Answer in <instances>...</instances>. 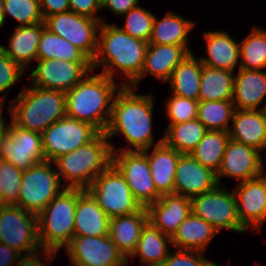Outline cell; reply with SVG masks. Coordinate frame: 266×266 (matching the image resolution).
<instances>
[{
	"mask_svg": "<svg viewBox=\"0 0 266 266\" xmlns=\"http://www.w3.org/2000/svg\"><path fill=\"white\" fill-rule=\"evenodd\" d=\"M106 0H97V2L102 5Z\"/></svg>",
	"mask_w": 266,
	"mask_h": 266,
	"instance_id": "obj_53",
	"label": "cell"
},
{
	"mask_svg": "<svg viewBox=\"0 0 266 266\" xmlns=\"http://www.w3.org/2000/svg\"><path fill=\"white\" fill-rule=\"evenodd\" d=\"M238 69H266V29L254 27L240 43Z\"/></svg>",
	"mask_w": 266,
	"mask_h": 266,
	"instance_id": "obj_37",
	"label": "cell"
},
{
	"mask_svg": "<svg viewBox=\"0 0 266 266\" xmlns=\"http://www.w3.org/2000/svg\"><path fill=\"white\" fill-rule=\"evenodd\" d=\"M190 49L189 46L148 44L142 72L130 86L137 89L147 74L166 83L174 69L192 52Z\"/></svg>",
	"mask_w": 266,
	"mask_h": 266,
	"instance_id": "obj_21",
	"label": "cell"
},
{
	"mask_svg": "<svg viewBox=\"0 0 266 266\" xmlns=\"http://www.w3.org/2000/svg\"><path fill=\"white\" fill-rule=\"evenodd\" d=\"M70 11L93 18L95 20H99L104 23V19L101 16L96 15L99 10L102 11L101 5L97 2V0H68Z\"/></svg>",
	"mask_w": 266,
	"mask_h": 266,
	"instance_id": "obj_45",
	"label": "cell"
},
{
	"mask_svg": "<svg viewBox=\"0 0 266 266\" xmlns=\"http://www.w3.org/2000/svg\"><path fill=\"white\" fill-rule=\"evenodd\" d=\"M4 25V0H0V29Z\"/></svg>",
	"mask_w": 266,
	"mask_h": 266,
	"instance_id": "obj_51",
	"label": "cell"
},
{
	"mask_svg": "<svg viewBox=\"0 0 266 266\" xmlns=\"http://www.w3.org/2000/svg\"><path fill=\"white\" fill-rule=\"evenodd\" d=\"M151 94H137L136 88L122 86L115 95L111 117L105 135L108 139L119 134L127 141L125 147H114L112 151H143L163 142L162 138L154 143L153 108ZM133 148V149H132Z\"/></svg>",
	"mask_w": 266,
	"mask_h": 266,
	"instance_id": "obj_1",
	"label": "cell"
},
{
	"mask_svg": "<svg viewBox=\"0 0 266 266\" xmlns=\"http://www.w3.org/2000/svg\"><path fill=\"white\" fill-rule=\"evenodd\" d=\"M235 110L232 100L199 101L197 119L207 130L229 132Z\"/></svg>",
	"mask_w": 266,
	"mask_h": 266,
	"instance_id": "obj_38",
	"label": "cell"
},
{
	"mask_svg": "<svg viewBox=\"0 0 266 266\" xmlns=\"http://www.w3.org/2000/svg\"><path fill=\"white\" fill-rule=\"evenodd\" d=\"M208 130L196 118L167 126L163 142L181 154H190Z\"/></svg>",
	"mask_w": 266,
	"mask_h": 266,
	"instance_id": "obj_34",
	"label": "cell"
},
{
	"mask_svg": "<svg viewBox=\"0 0 266 266\" xmlns=\"http://www.w3.org/2000/svg\"><path fill=\"white\" fill-rule=\"evenodd\" d=\"M196 24L168 11L162 19L155 15L149 44L189 46L188 34Z\"/></svg>",
	"mask_w": 266,
	"mask_h": 266,
	"instance_id": "obj_30",
	"label": "cell"
},
{
	"mask_svg": "<svg viewBox=\"0 0 266 266\" xmlns=\"http://www.w3.org/2000/svg\"><path fill=\"white\" fill-rule=\"evenodd\" d=\"M160 266H221L216 262L204 258V252L181 250L168 254Z\"/></svg>",
	"mask_w": 266,
	"mask_h": 266,
	"instance_id": "obj_43",
	"label": "cell"
},
{
	"mask_svg": "<svg viewBox=\"0 0 266 266\" xmlns=\"http://www.w3.org/2000/svg\"><path fill=\"white\" fill-rule=\"evenodd\" d=\"M8 15L20 23L18 26H31L44 22L40 11V0H4V24Z\"/></svg>",
	"mask_w": 266,
	"mask_h": 266,
	"instance_id": "obj_39",
	"label": "cell"
},
{
	"mask_svg": "<svg viewBox=\"0 0 266 266\" xmlns=\"http://www.w3.org/2000/svg\"><path fill=\"white\" fill-rule=\"evenodd\" d=\"M143 150L147 156L152 179L157 191L163 194H174L176 167L181 153L168 147L164 142Z\"/></svg>",
	"mask_w": 266,
	"mask_h": 266,
	"instance_id": "obj_27",
	"label": "cell"
},
{
	"mask_svg": "<svg viewBox=\"0 0 266 266\" xmlns=\"http://www.w3.org/2000/svg\"><path fill=\"white\" fill-rule=\"evenodd\" d=\"M234 72L202 66L198 101L232 100Z\"/></svg>",
	"mask_w": 266,
	"mask_h": 266,
	"instance_id": "obj_33",
	"label": "cell"
},
{
	"mask_svg": "<svg viewBox=\"0 0 266 266\" xmlns=\"http://www.w3.org/2000/svg\"><path fill=\"white\" fill-rule=\"evenodd\" d=\"M123 85L102 73L88 74L65 93L66 116L105 133L115 95Z\"/></svg>",
	"mask_w": 266,
	"mask_h": 266,
	"instance_id": "obj_3",
	"label": "cell"
},
{
	"mask_svg": "<svg viewBox=\"0 0 266 266\" xmlns=\"http://www.w3.org/2000/svg\"><path fill=\"white\" fill-rule=\"evenodd\" d=\"M109 222L110 218L93 196L84 190L77 198L74 236H107Z\"/></svg>",
	"mask_w": 266,
	"mask_h": 266,
	"instance_id": "obj_26",
	"label": "cell"
},
{
	"mask_svg": "<svg viewBox=\"0 0 266 266\" xmlns=\"http://www.w3.org/2000/svg\"><path fill=\"white\" fill-rule=\"evenodd\" d=\"M147 222L146 207L129 215L110 218L109 237L126 259L136 250L142 229Z\"/></svg>",
	"mask_w": 266,
	"mask_h": 266,
	"instance_id": "obj_24",
	"label": "cell"
},
{
	"mask_svg": "<svg viewBox=\"0 0 266 266\" xmlns=\"http://www.w3.org/2000/svg\"><path fill=\"white\" fill-rule=\"evenodd\" d=\"M239 221L248 230L261 232L266 221V172L261 176L238 182L233 190Z\"/></svg>",
	"mask_w": 266,
	"mask_h": 266,
	"instance_id": "obj_18",
	"label": "cell"
},
{
	"mask_svg": "<svg viewBox=\"0 0 266 266\" xmlns=\"http://www.w3.org/2000/svg\"><path fill=\"white\" fill-rule=\"evenodd\" d=\"M83 189L65 188L38 216V239L42 249L59 252L74 237L78 196Z\"/></svg>",
	"mask_w": 266,
	"mask_h": 266,
	"instance_id": "obj_6",
	"label": "cell"
},
{
	"mask_svg": "<svg viewBox=\"0 0 266 266\" xmlns=\"http://www.w3.org/2000/svg\"><path fill=\"white\" fill-rule=\"evenodd\" d=\"M57 254V252H54L52 250L41 248L36 252L23 254V257L21 255L19 260L17 261V265L15 266H45L46 264H44L41 260L42 257L49 263V261H52L55 257H57Z\"/></svg>",
	"mask_w": 266,
	"mask_h": 266,
	"instance_id": "obj_46",
	"label": "cell"
},
{
	"mask_svg": "<svg viewBox=\"0 0 266 266\" xmlns=\"http://www.w3.org/2000/svg\"><path fill=\"white\" fill-rule=\"evenodd\" d=\"M8 108L16 125L41 134L66 116L65 93L24 85Z\"/></svg>",
	"mask_w": 266,
	"mask_h": 266,
	"instance_id": "obj_5",
	"label": "cell"
},
{
	"mask_svg": "<svg viewBox=\"0 0 266 266\" xmlns=\"http://www.w3.org/2000/svg\"><path fill=\"white\" fill-rule=\"evenodd\" d=\"M22 174L23 170L0 158V187L5 205H16L18 203Z\"/></svg>",
	"mask_w": 266,
	"mask_h": 266,
	"instance_id": "obj_41",
	"label": "cell"
},
{
	"mask_svg": "<svg viewBox=\"0 0 266 266\" xmlns=\"http://www.w3.org/2000/svg\"><path fill=\"white\" fill-rule=\"evenodd\" d=\"M266 71L238 69L232 101L235 109L266 110ZM262 105V106H261Z\"/></svg>",
	"mask_w": 266,
	"mask_h": 266,
	"instance_id": "obj_22",
	"label": "cell"
},
{
	"mask_svg": "<svg viewBox=\"0 0 266 266\" xmlns=\"http://www.w3.org/2000/svg\"><path fill=\"white\" fill-rule=\"evenodd\" d=\"M0 243L22 255L41 249L38 239V216L17 205L0 207Z\"/></svg>",
	"mask_w": 266,
	"mask_h": 266,
	"instance_id": "obj_11",
	"label": "cell"
},
{
	"mask_svg": "<svg viewBox=\"0 0 266 266\" xmlns=\"http://www.w3.org/2000/svg\"><path fill=\"white\" fill-rule=\"evenodd\" d=\"M40 11L43 19L59 13L70 11L68 0H40Z\"/></svg>",
	"mask_w": 266,
	"mask_h": 266,
	"instance_id": "obj_47",
	"label": "cell"
},
{
	"mask_svg": "<svg viewBox=\"0 0 266 266\" xmlns=\"http://www.w3.org/2000/svg\"><path fill=\"white\" fill-rule=\"evenodd\" d=\"M172 248L171 237L163 234L149 221L143 227L136 250L130 257L139 256L142 265L160 266Z\"/></svg>",
	"mask_w": 266,
	"mask_h": 266,
	"instance_id": "obj_31",
	"label": "cell"
},
{
	"mask_svg": "<svg viewBox=\"0 0 266 266\" xmlns=\"http://www.w3.org/2000/svg\"><path fill=\"white\" fill-rule=\"evenodd\" d=\"M206 40L207 56L199 59L203 65L234 72L240 63V42L238 43L228 32L209 31L203 33Z\"/></svg>",
	"mask_w": 266,
	"mask_h": 266,
	"instance_id": "obj_25",
	"label": "cell"
},
{
	"mask_svg": "<svg viewBox=\"0 0 266 266\" xmlns=\"http://www.w3.org/2000/svg\"><path fill=\"white\" fill-rule=\"evenodd\" d=\"M229 137L262 152L266 149V111L236 109Z\"/></svg>",
	"mask_w": 266,
	"mask_h": 266,
	"instance_id": "obj_23",
	"label": "cell"
},
{
	"mask_svg": "<svg viewBox=\"0 0 266 266\" xmlns=\"http://www.w3.org/2000/svg\"><path fill=\"white\" fill-rule=\"evenodd\" d=\"M86 190L109 218L129 215L142 208L113 164L98 175Z\"/></svg>",
	"mask_w": 266,
	"mask_h": 266,
	"instance_id": "obj_8",
	"label": "cell"
},
{
	"mask_svg": "<svg viewBox=\"0 0 266 266\" xmlns=\"http://www.w3.org/2000/svg\"><path fill=\"white\" fill-rule=\"evenodd\" d=\"M140 0H106L101 9H109L114 15H124L132 8L139 5Z\"/></svg>",
	"mask_w": 266,
	"mask_h": 266,
	"instance_id": "obj_48",
	"label": "cell"
},
{
	"mask_svg": "<svg viewBox=\"0 0 266 266\" xmlns=\"http://www.w3.org/2000/svg\"><path fill=\"white\" fill-rule=\"evenodd\" d=\"M202 62L191 52L174 69L168 82L173 94L182 98L198 100Z\"/></svg>",
	"mask_w": 266,
	"mask_h": 266,
	"instance_id": "obj_32",
	"label": "cell"
},
{
	"mask_svg": "<svg viewBox=\"0 0 266 266\" xmlns=\"http://www.w3.org/2000/svg\"><path fill=\"white\" fill-rule=\"evenodd\" d=\"M191 212L209 223L218 232L221 229L245 232L239 221L236 198L233 191L222 185L191 198Z\"/></svg>",
	"mask_w": 266,
	"mask_h": 266,
	"instance_id": "obj_9",
	"label": "cell"
},
{
	"mask_svg": "<svg viewBox=\"0 0 266 266\" xmlns=\"http://www.w3.org/2000/svg\"><path fill=\"white\" fill-rule=\"evenodd\" d=\"M5 204L3 203V198H2V189L0 187V207L4 206Z\"/></svg>",
	"mask_w": 266,
	"mask_h": 266,
	"instance_id": "obj_52",
	"label": "cell"
},
{
	"mask_svg": "<svg viewBox=\"0 0 266 266\" xmlns=\"http://www.w3.org/2000/svg\"><path fill=\"white\" fill-rule=\"evenodd\" d=\"M54 168V169H53ZM50 161L23 171L17 206L38 215L65 187Z\"/></svg>",
	"mask_w": 266,
	"mask_h": 266,
	"instance_id": "obj_7",
	"label": "cell"
},
{
	"mask_svg": "<svg viewBox=\"0 0 266 266\" xmlns=\"http://www.w3.org/2000/svg\"><path fill=\"white\" fill-rule=\"evenodd\" d=\"M165 111L170 121L169 125L191 121L198 115V100L182 98L172 94L166 102Z\"/></svg>",
	"mask_w": 266,
	"mask_h": 266,
	"instance_id": "obj_42",
	"label": "cell"
},
{
	"mask_svg": "<svg viewBox=\"0 0 266 266\" xmlns=\"http://www.w3.org/2000/svg\"><path fill=\"white\" fill-rule=\"evenodd\" d=\"M26 71L0 47V94L8 92Z\"/></svg>",
	"mask_w": 266,
	"mask_h": 266,
	"instance_id": "obj_44",
	"label": "cell"
},
{
	"mask_svg": "<svg viewBox=\"0 0 266 266\" xmlns=\"http://www.w3.org/2000/svg\"><path fill=\"white\" fill-rule=\"evenodd\" d=\"M218 185L216 173L191 154H181L176 167L174 194L192 198Z\"/></svg>",
	"mask_w": 266,
	"mask_h": 266,
	"instance_id": "obj_19",
	"label": "cell"
},
{
	"mask_svg": "<svg viewBox=\"0 0 266 266\" xmlns=\"http://www.w3.org/2000/svg\"><path fill=\"white\" fill-rule=\"evenodd\" d=\"M229 139V132L208 130L190 154L217 174Z\"/></svg>",
	"mask_w": 266,
	"mask_h": 266,
	"instance_id": "obj_35",
	"label": "cell"
},
{
	"mask_svg": "<svg viewBox=\"0 0 266 266\" xmlns=\"http://www.w3.org/2000/svg\"><path fill=\"white\" fill-rule=\"evenodd\" d=\"M22 254L7 244L0 243V266H14Z\"/></svg>",
	"mask_w": 266,
	"mask_h": 266,
	"instance_id": "obj_49",
	"label": "cell"
},
{
	"mask_svg": "<svg viewBox=\"0 0 266 266\" xmlns=\"http://www.w3.org/2000/svg\"><path fill=\"white\" fill-rule=\"evenodd\" d=\"M100 132L92 125L64 116L41 133L46 161L68 154L92 141Z\"/></svg>",
	"mask_w": 266,
	"mask_h": 266,
	"instance_id": "obj_10",
	"label": "cell"
},
{
	"mask_svg": "<svg viewBox=\"0 0 266 266\" xmlns=\"http://www.w3.org/2000/svg\"><path fill=\"white\" fill-rule=\"evenodd\" d=\"M8 124V130L0 135V158L2 160L14 164L23 171L46 161L40 133L23 129L12 120Z\"/></svg>",
	"mask_w": 266,
	"mask_h": 266,
	"instance_id": "obj_15",
	"label": "cell"
},
{
	"mask_svg": "<svg viewBox=\"0 0 266 266\" xmlns=\"http://www.w3.org/2000/svg\"><path fill=\"white\" fill-rule=\"evenodd\" d=\"M112 164L123 175L134 198L142 207H147L161 197L144 151H113Z\"/></svg>",
	"mask_w": 266,
	"mask_h": 266,
	"instance_id": "obj_12",
	"label": "cell"
},
{
	"mask_svg": "<svg viewBox=\"0 0 266 266\" xmlns=\"http://www.w3.org/2000/svg\"><path fill=\"white\" fill-rule=\"evenodd\" d=\"M111 144L105 133H99L89 143L56 158L52 163L61 182L64 179V187L86 190L112 164Z\"/></svg>",
	"mask_w": 266,
	"mask_h": 266,
	"instance_id": "obj_4",
	"label": "cell"
},
{
	"mask_svg": "<svg viewBox=\"0 0 266 266\" xmlns=\"http://www.w3.org/2000/svg\"><path fill=\"white\" fill-rule=\"evenodd\" d=\"M217 233L213 226L191 212L171 237V244L175 249L205 253Z\"/></svg>",
	"mask_w": 266,
	"mask_h": 266,
	"instance_id": "obj_29",
	"label": "cell"
},
{
	"mask_svg": "<svg viewBox=\"0 0 266 266\" xmlns=\"http://www.w3.org/2000/svg\"><path fill=\"white\" fill-rule=\"evenodd\" d=\"M7 93L0 96V135L3 134L6 130H8V125L5 123V119L3 118L4 104Z\"/></svg>",
	"mask_w": 266,
	"mask_h": 266,
	"instance_id": "obj_50",
	"label": "cell"
},
{
	"mask_svg": "<svg viewBox=\"0 0 266 266\" xmlns=\"http://www.w3.org/2000/svg\"><path fill=\"white\" fill-rule=\"evenodd\" d=\"M65 249L71 266H126L130 262L109 235L74 236Z\"/></svg>",
	"mask_w": 266,
	"mask_h": 266,
	"instance_id": "obj_16",
	"label": "cell"
},
{
	"mask_svg": "<svg viewBox=\"0 0 266 266\" xmlns=\"http://www.w3.org/2000/svg\"><path fill=\"white\" fill-rule=\"evenodd\" d=\"M262 152L254 147L229 139L227 142L223 160L216 174L218 185L221 178L228 176L240 180H251L264 174L265 165Z\"/></svg>",
	"mask_w": 266,
	"mask_h": 266,
	"instance_id": "obj_17",
	"label": "cell"
},
{
	"mask_svg": "<svg viewBox=\"0 0 266 266\" xmlns=\"http://www.w3.org/2000/svg\"><path fill=\"white\" fill-rule=\"evenodd\" d=\"M44 23L50 32L75 45L91 61L94 59L101 21L68 11L48 16Z\"/></svg>",
	"mask_w": 266,
	"mask_h": 266,
	"instance_id": "obj_13",
	"label": "cell"
},
{
	"mask_svg": "<svg viewBox=\"0 0 266 266\" xmlns=\"http://www.w3.org/2000/svg\"><path fill=\"white\" fill-rule=\"evenodd\" d=\"M91 61L81 50L66 39L45 28L37 48V60Z\"/></svg>",
	"mask_w": 266,
	"mask_h": 266,
	"instance_id": "obj_36",
	"label": "cell"
},
{
	"mask_svg": "<svg viewBox=\"0 0 266 266\" xmlns=\"http://www.w3.org/2000/svg\"><path fill=\"white\" fill-rule=\"evenodd\" d=\"M45 23L41 22L31 26H16L9 36V48L0 45L1 49L10 56L25 71L31 68V62L37 60V48Z\"/></svg>",
	"mask_w": 266,
	"mask_h": 266,
	"instance_id": "obj_28",
	"label": "cell"
},
{
	"mask_svg": "<svg viewBox=\"0 0 266 266\" xmlns=\"http://www.w3.org/2000/svg\"><path fill=\"white\" fill-rule=\"evenodd\" d=\"M125 16V23L120 28L130 36L149 42L155 15L140 5L129 10Z\"/></svg>",
	"mask_w": 266,
	"mask_h": 266,
	"instance_id": "obj_40",
	"label": "cell"
},
{
	"mask_svg": "<svg viewBox=\"0 0 266 266\" xmlns=\"http://www.w3.org/2000/svg\"><path fill=\"white\" fill-rule=\"evenodd\" d=\"M148 221L170 237L191 213V199L177 194H163L146 207Z\"/></svg>",
	"mask_w": 266,
	"mask_h": 266,
	"instance_id": "obj_20",
	"label": "cell"
},
{
	"mask_svg": "<svg viewBox=\"0 0 266 266\" xmlns=\"http://www.w3.org/2000/svg\"><path fill=\"white\" fill-rule=\"evenodd\" d=\"M31 66L30 85L66 93L87 74L93 72L92 61L36 60ZM33 67V68H32Z\"/></svg>",
	"mask_w": 266,
	"mask_h": 266,
	"instance_id": "obj_14",
	"label": "cell"
},
{
	"mask_svg": "<svg viewBox=\"0 0 266 266\" xmlns=\"http://www.w3.org/2000/svg\"><path fill=\"white\" fill-rule=\"evenodd\" d=\"M98 48L92 60V70L102 68V74L114 79L115 73L125 75L123 86H130L141 74L148 42L134 38L116 24L101 23ZM119 69V70H117Z\"/></svg>",
	"mask_w": 266,
	"mask_h": 266,
	"instance_id": "obj_2",
	"label": "cell"
}]
</instances>
